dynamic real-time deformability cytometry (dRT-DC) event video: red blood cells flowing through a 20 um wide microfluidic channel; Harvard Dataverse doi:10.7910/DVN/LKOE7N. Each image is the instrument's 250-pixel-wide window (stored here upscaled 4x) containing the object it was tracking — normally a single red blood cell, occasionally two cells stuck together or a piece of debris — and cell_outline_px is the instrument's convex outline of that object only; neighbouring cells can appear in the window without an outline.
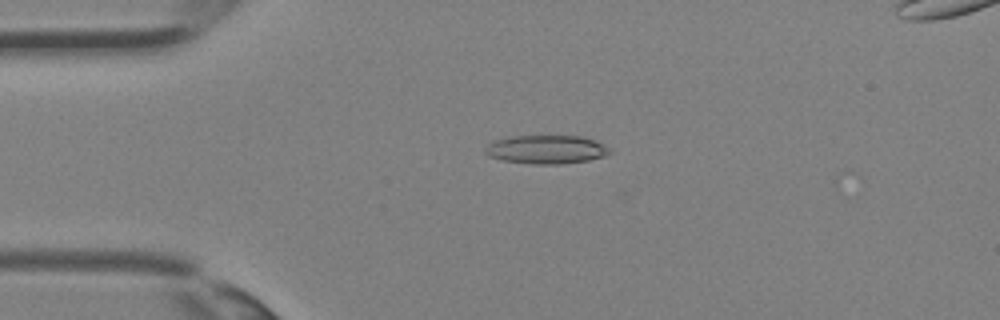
{"species": "Egyptian fruit bat (a non-hibernating species)", "species_latin": "Rousettus aegyptiacus", "temperature_condition": "room temperature", "stored_images_in_passage": 36, "camera_frame_rate_fps": 3000, "um_per_image_px": 0.085, "animal": {"sex": "female"}, "frame": {"image": 1, "passage_image": 9, "time_ms": 2.667, "image_size_px": [1000, 320], "cell_outline_px": [[612, 152], [604, 156], [588, 160], [560, 164], [532, 164], [500, 160], [488, 156], [484, 152], [484, 148], [488, 144], [496, 140], [512, 136], [580, 136], [592, 140], [608, 148]], "centroid_in_image_um": [46.37, 12.71], "position_along_channel_um": 38.6, "area_um2": 20.58}}
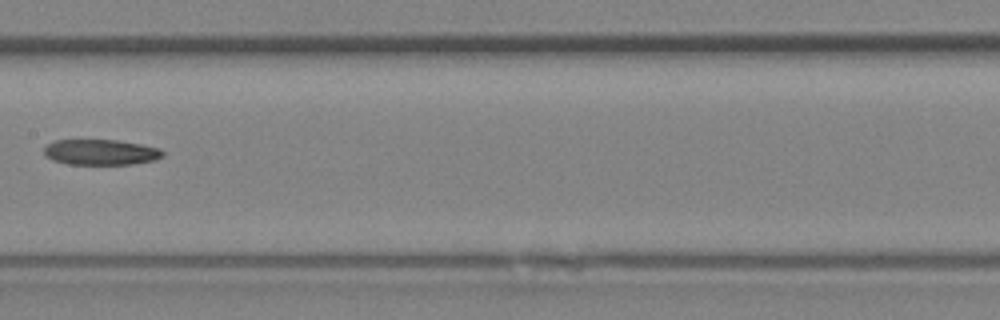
{"frame": {"image": 2, "passage_image": 19, "time_ms": 6.0, "image_size_px": [1000, 320], "cell_outline_px": [[164, 156], [156, 160], [132, 164], [68, 164], [52, 160], [44, 156], [44, 148], [48, 144], [56, 140], [116, 140], [140, 144], [160, 148], [164, 152]], "centroid_in_image_um": [8.57, 12.94], "position_along_channel_um": 198.8, "area_um2": 17.74}}
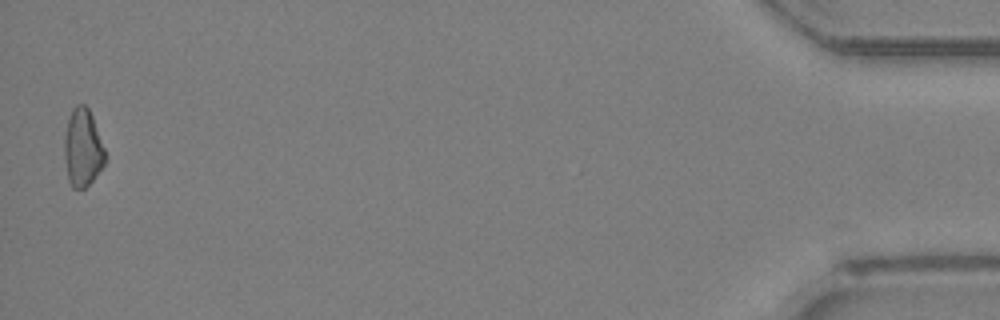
{"frame": {"image": 3, "passage_image": 36, "time_ms": 11.667, "image_size_px": [1000, 320], "cell_outline_px": [[104, 164], [92, 180], [84, 188], [72, 188], [68, 180], [64, 156], [64, 136], [68, 120], [72, 108], [76, 104], [84, 104], [88, 108], [92, 116], [104, 148]], "centroid_in_image_um": [7.0, 12.55], "position_along_channel_um": 428.2, "area_um2": 18.21}}